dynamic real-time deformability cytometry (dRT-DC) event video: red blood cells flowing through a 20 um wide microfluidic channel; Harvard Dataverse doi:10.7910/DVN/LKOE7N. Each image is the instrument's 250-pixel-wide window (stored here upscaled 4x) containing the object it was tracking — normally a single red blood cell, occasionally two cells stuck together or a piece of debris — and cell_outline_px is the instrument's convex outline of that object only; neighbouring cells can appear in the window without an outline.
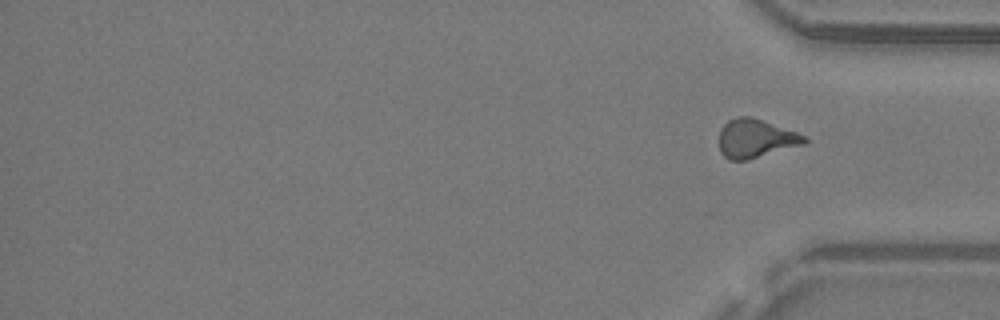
{"species": "common noctule bat (a hibernating species)", "species_latin": "Nyctalus noctula", "temperature_condition": "warm", "stored_images_in_passage": 28, "segment_of_instrument_passage": [2, 2], "camera_frame_rate_fps": 3000, "um_per_image_px": 0.085, "animal": {"sex": "male", "body_mass_g": 19.2, "forearm_length_mm": 51.8}, "frame": {"image": 1, "passage_image": 28, "time_ms": 9.0, "image_size_px": [1000, 320], "cell_outline_px": [[808, 144], [748, 160], [728, 160], [720, 152], [720, 128], [728, 120], [740, 116], [748, 116], [808, 136]], "centroid_in_image_um": [64.26, 11.8], "position_along_channel_um": 370.9, "area_um2": 19.31}}